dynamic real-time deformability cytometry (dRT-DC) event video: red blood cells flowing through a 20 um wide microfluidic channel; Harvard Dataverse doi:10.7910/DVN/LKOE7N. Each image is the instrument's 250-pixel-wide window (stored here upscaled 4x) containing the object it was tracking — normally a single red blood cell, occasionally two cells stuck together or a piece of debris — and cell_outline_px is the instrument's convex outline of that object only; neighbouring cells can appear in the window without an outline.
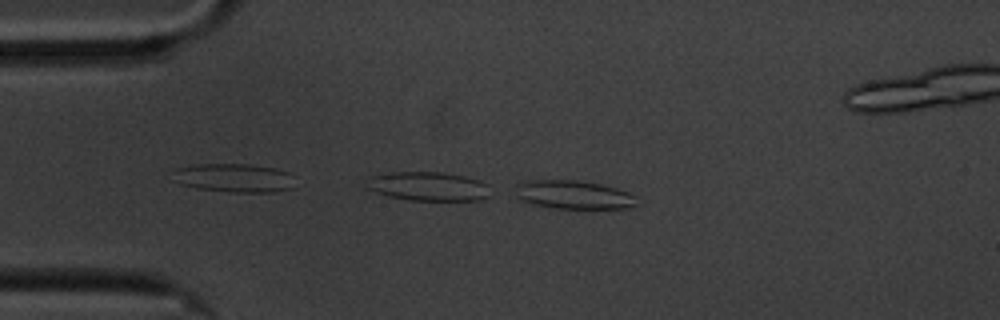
{"species": "common noctule bat (a hibernating species)", "species_latin": "Nyctalus noctula", "temperature_condition": "cold", "stored_images_in_passage": 48, "camera_frame_rate_fps": 3000, "um_per_image_px": 0.085, "animal": {"sex": "male", "body_mass_g": 20.1, "forearm_length_mm": 53.5}, "frame": {"image": 1, "passage_image": 1, "time_ms": 0.0, "image_size_px": [1000, 320], "cell_outline_px": [[636, 204], [632, 208], [556, 208], [532, 204], [520, 200], [516, 196], [516, 184], [528, 180], [576, 180], [600, 184], [616, 188], [628, 192], [632, 196]], "centroid_in_image_um": [48.7, 16.55], "position_along_channel_um": 36.3, "area_um2": 20.0}}
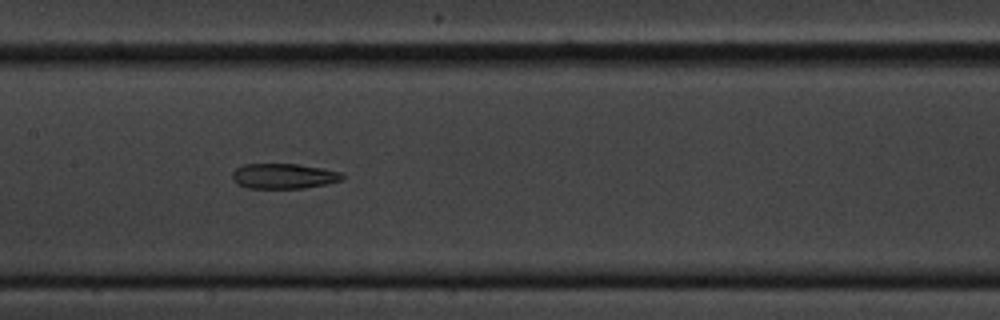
{"frame": {"image": 2, "passage_image": 17, "time_ms": 5.333, "image_size_px": [1000, 320], "cell_outline_px": [[344, 180], [304, 188], [248, 188], [236, 184], [232, 180], [232, 172], [236, 168], [244, 164], [296, 164], [324, 168], [340, 172], [344, 176]], "centroid_in_image_um": [24.09, 14.97], "position_along_channel_um": 183.3, "area_um2": 16.24}}
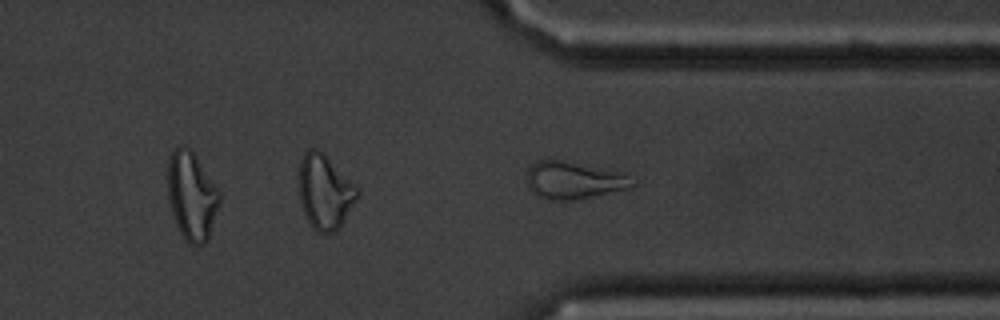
{"frame": {"image": 3, "passage_image": 33, "time_ms": 10.667, "image_size_px": [1000, 320], "cell_outline_px": [[636, 184], [632, 188], [576, 200], [548, 200], [536, 196], [532, 192], [528, 184], [528, 168], [536, 160], [564, 160], [616, 172], [624, 176]], "centroid_in_image_um": [48.71, 15.35], "position_along_channel_um": 362.7, "area_um2": 22.66}, "authors_computed_cell_mechanics": {"area_um2": 17.8602, "velocity_mm_per_s": 3.3717, "shape_relaxation_time_tau1_ms": null, "shape_relaxation_time_tau2_ms": 10.3844, "deformation_change_tau1": null, "deformation_change_tau2": 0.1843}}